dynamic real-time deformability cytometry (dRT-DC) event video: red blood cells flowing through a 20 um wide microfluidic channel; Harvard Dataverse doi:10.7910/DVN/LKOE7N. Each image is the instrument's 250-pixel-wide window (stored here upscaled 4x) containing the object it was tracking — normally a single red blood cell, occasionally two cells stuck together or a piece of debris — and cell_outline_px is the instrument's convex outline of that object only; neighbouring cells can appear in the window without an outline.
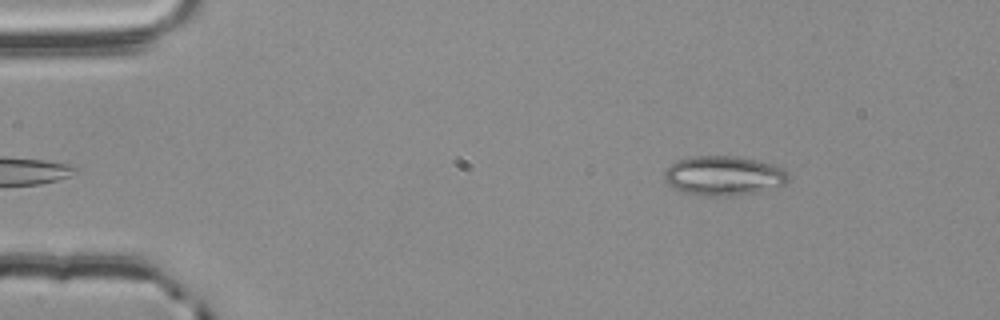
{"species": "common noctule bat (a hibernating species)", "species_latin": "Nyctalus noctula", "temperature_condition": "room temperature", "stored_images_in_passage": 49, "camera_frame_rate_fps": 3000, "um_per_image_px": 0.085, "animal": {"sex": "male", "body_mass_g": 20.4}, "frame": {"image": 1, "passage_image": 2, "time_ms": 0.333, "image_size_px": [1000, 320], "cell_outline_px": [[788, 180], [784, 184], [760, 192], [732, 196], [716, 196], [684, 192], [668, 184], [664, 180], [664, 172], [676, 160], [692, 156], [736, 156], [776, 164], [784, 168], [788, 172]], "centroid_in_image_um": [61.55, 14.92], "position_along_channel_um": 23.4, "area_um2": 28.61}}
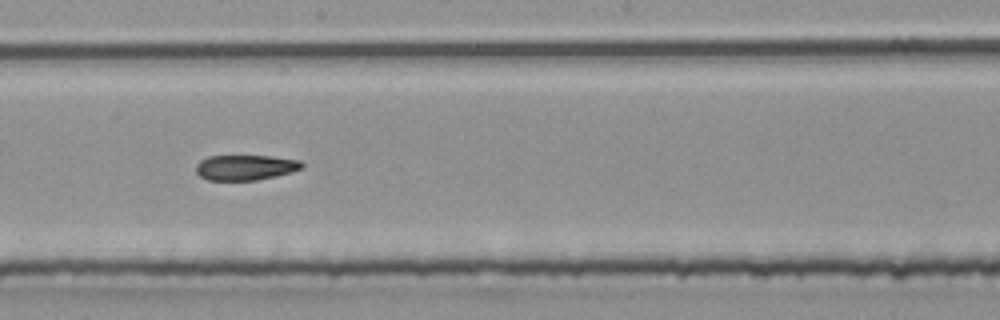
{"frame": {"image": 2, "passage_image": 25, "time_ms": 8.0, "image_size_px": [1000, 320], "cell_outline_px": [[304, 164], [300, 168], [292, 172], [276, 176], [256, 180], [208, 180], [200, 176], [196, 172], [196, 164], [200, 160], [208, 156], [272, 156], [300, 160]], "centroid_in_image_um": [20.85, 14.23], "position_along_channel_um": 227.4, "area_um2": 15.61}}
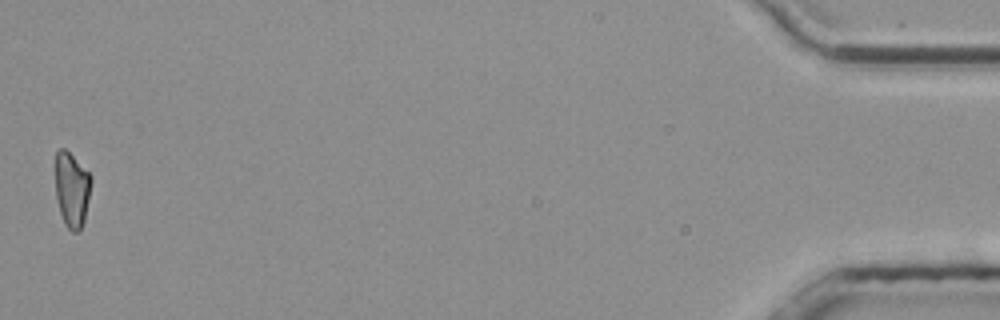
{"frame": {"image": 3, "passage_image": 49, "time_ms": 16.0, "image_size_px": [1000, 320], "cell_outline_px": [[92, 180], [84, 220], [80, 232], [72, 232], [68, 228], [60, 212], [56, 196], [56, 152], [60, 148], [64, 148], [92, 176]], "centroid_in_image_um": [6.12, 16.12], "position_along_channel_um": 429.1, "area_um2": 15.37}}